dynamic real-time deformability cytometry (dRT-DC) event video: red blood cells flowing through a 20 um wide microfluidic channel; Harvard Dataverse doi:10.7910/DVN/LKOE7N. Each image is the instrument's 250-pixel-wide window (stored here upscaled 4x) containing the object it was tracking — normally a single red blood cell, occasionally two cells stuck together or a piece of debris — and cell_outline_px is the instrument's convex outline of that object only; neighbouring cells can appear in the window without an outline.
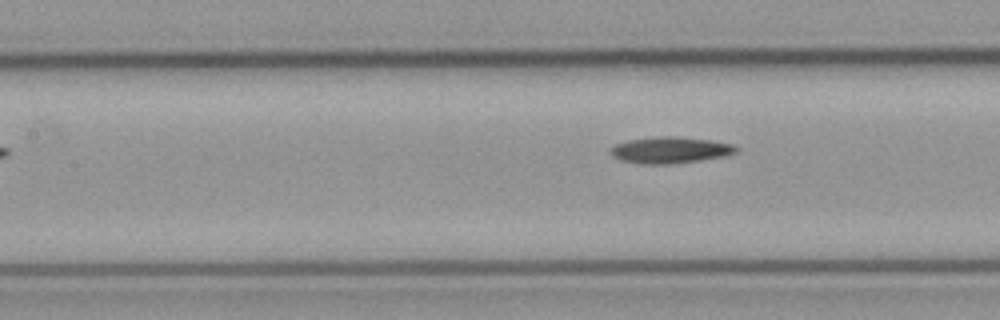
{"species": "common noctule bat (a hibernating species)", "species_latin": "Nyctalus noctula", "temperature_condition": "cold", "stored_images_in_passage": 8, "camera_frame_rate_fps": 3000, "um_per_image_px": 0.085, "animal": {"sex": "male", "body_mass_g": 23.1, "forearm_length_mm": 52.7}, "frame": {"image": 1, "passage_image": 8, "time_ms": 9.333, "image_size_px": [1000, 320], "cell_outline_px": [[740, 148], [736, 152], [724, 156], [700, 160], [672, 164], [640, 164], [620, 160], [612, 156], [608, 152], [616, 144], [628, 140], [660, 136], [676, 136], [712, 140], [732, 144]], "centroid_in_image_um": [56.96, 12.75], "position_along_channel_um": 150.4, "area_um2": 19.42}}